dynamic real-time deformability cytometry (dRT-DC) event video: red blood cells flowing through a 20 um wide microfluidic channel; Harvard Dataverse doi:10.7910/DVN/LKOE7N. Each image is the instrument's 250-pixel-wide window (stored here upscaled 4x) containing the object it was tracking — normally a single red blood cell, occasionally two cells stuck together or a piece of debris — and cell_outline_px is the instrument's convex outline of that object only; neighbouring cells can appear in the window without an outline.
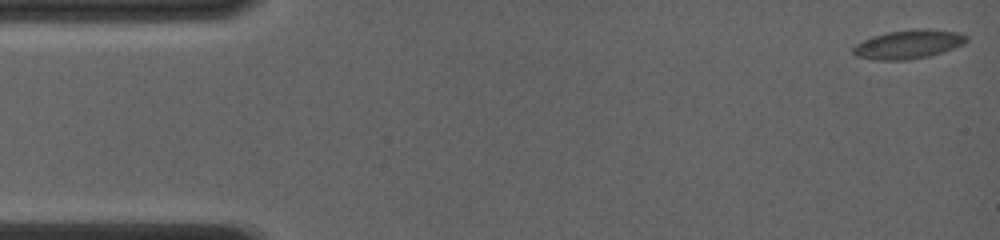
{"species": "common noctule bat (a hibernating species)", "species_latin": "Nyctalus noctula", "temperature_condition": "room temperature", "stored_images_in_passage": 9, "camera_frame_rate_fps": 4000, "um_per_image_px": 0.085, "animal": {"sex": "female", "body_mass_g": 19.0, "forearm_length_mm": 56.7}, "frame": {"image": 1, "passage_image": 1, "time_ms": 0.0, "image_size_px": [1000, 240], "cell_outline_px": [[968, 40], [964, 44], [944, 52], [928, 56], [908, 60], [876, 60], [856, 56], [852, 52], [852, 48], [856, 44], [872, 36], [888, 32], [916, 28], [928, 28], [956, 32], [968, 36]], "centroid_in_image_um": [77.23, 3.76], "position_along_channel_um": 7.8, "area_um2": 19.19}}
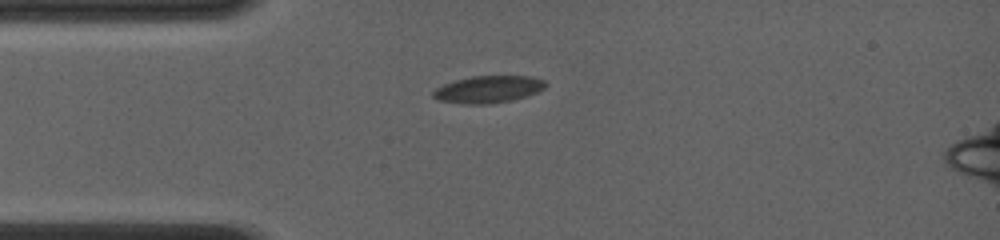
{"frame": {"image": 2, "passage_image": 8, "time_ms": 4.0, "image_size_px": [1000, 240], "cell_outline_px": [[548, 84], [544, 88], [528, 96], [512, 100], [492, 104], [460, 104], [440, 100], [432, 96], [432, 92], [436, 88], [452, 80], [472, 76], [532, 76], [544, 80]], "centroid_in_image_um": [41.5, 7.59], "position_along_channel_um": 43.5, "area_um2": 17.98}}